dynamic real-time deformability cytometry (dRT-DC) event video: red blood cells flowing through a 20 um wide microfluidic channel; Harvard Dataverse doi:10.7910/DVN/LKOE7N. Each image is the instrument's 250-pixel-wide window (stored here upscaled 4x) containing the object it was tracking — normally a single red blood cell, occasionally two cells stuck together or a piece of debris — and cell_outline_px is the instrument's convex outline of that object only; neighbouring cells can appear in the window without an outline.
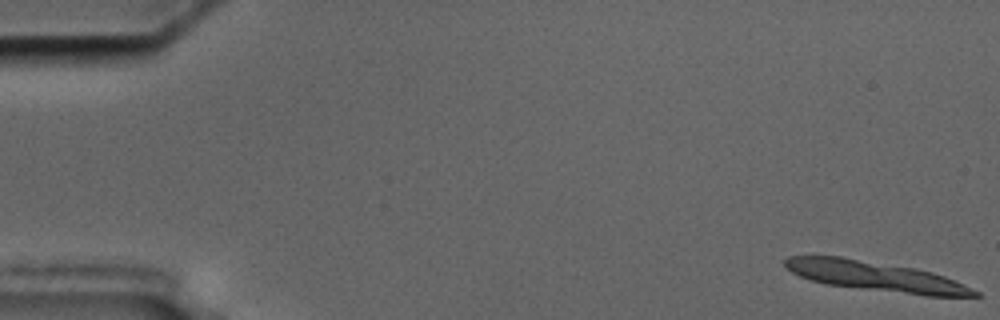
{"species": "common noctule bat (a hibernating species)", "species_latin": "Nyctalus noctula", "temperature_condition": "cold", "stored_images_in_passage": 11, "camera_frame_rate_fps": 3000, "um_per_image_px": 0.085, "animal": {"sex": "male", "body_mass_g": 17.5, "forearm_length_mm": 52.3}, "frame": {"image": 1, "passage_image": 1, "time_ms": 0.0, "image_size_px": [1000, 320], "cell_outline_px": [[980, 296], [928, 296], [824, 284], [808, 280], [792, 272], [784, 264], [784, 260], [788, 256], [840, 256], [916, 268], [932, 272], [944, 276], [980, 292]], "centroid_in_image_um": [74.4, 23.48], "position_along_channel_um": 10.6, "area_um2": 32.77}}